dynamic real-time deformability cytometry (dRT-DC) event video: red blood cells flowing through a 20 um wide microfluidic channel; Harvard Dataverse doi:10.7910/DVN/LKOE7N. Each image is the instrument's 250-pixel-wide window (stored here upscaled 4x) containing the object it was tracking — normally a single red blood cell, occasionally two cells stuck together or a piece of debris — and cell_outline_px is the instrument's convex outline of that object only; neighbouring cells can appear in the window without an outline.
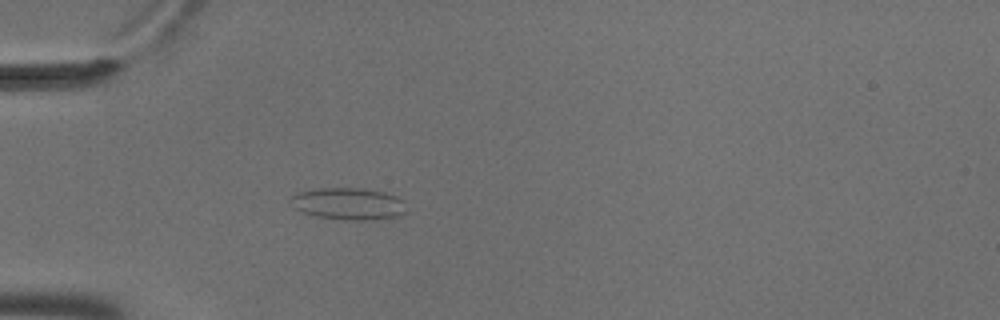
{"species": "common noctule bat (a hibernating species)", "species_latin": "Nyctalus noctula", "temperature_condition": "cold", "stored_images_in_passage": 5, "camera_frame_rate_fps": 3000, "um_per_image_px": 0.085, "animal": {"sex": "male", "body_mass_g": 18.8}, "frame": {"image": 1, "passage_image": 5, "time_ms": 1.333, "image_size_px": [1000, 320], "cell_outline_px": [[404, 212], [400, 216], [368, 220], [344, 220], [316, 216], [300, 212], [288, 200], [296, 192], [316, 188], [364, 188], [384, 192], [396, 196], [400, 200]], "centroid_in_image_um": [29.53, 17.31], "position_along_channel_um": 55.5, "area_um2": 21.5}}